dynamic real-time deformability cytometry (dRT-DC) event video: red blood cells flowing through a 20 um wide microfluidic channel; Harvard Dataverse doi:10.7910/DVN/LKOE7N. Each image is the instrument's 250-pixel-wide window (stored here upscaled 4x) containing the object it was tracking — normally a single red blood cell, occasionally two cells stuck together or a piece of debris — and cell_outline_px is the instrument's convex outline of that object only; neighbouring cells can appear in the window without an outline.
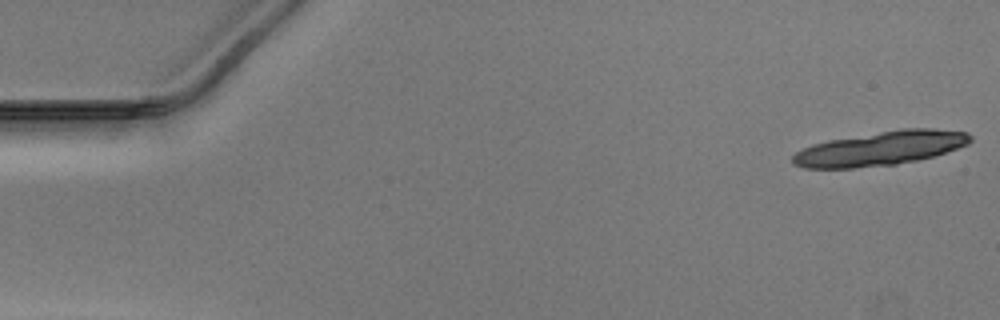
{"species": "Egyptian fruit bat (a non-hibernating species)", "species_latin": "Rousettus aegyptiacus", "temperature_condition": "warm", "stored_images_in_passage": 19, "segment_of_instrument_passage": [1, 2], "camera_frame_rate_fps": 3000, "um_per_image_px": 0.085, "animal": {"sex": "male"}, "frame": {"image": 1, "passage_image": 1, "time_ms": 0.0, "image_size_px": [1000, 320], "cell_outline_px": [[972, 140], [968, 144], [932, 156], [916, 160], [896, 164], [852, 168], [804, 168], [792, 164], [792, 156], [796, 152], [812, 144], [828, 140], [904, 128], [932, 128], [968, 132], [972, 136]], "centroid_in_image_um": [74.82, 12.61], "position_along_channel_um": 10.2, "area_um2": 35.08}}